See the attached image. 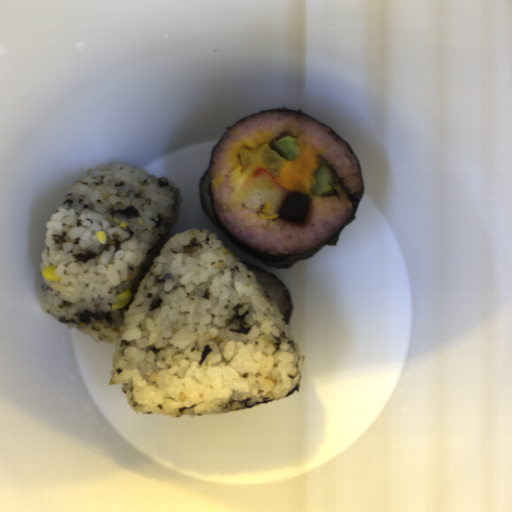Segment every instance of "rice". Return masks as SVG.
<instances>
[{
  "instance_id": "rice-1",
  "label": "rice",
  "mask_w": 512,
  "mask_h": 512,
  "mask_svg": "<svg viewBox=\"0 0 512 512\" xmlns=\"http://www.w3.org/2000/svg\"><path fill=\"white\" fill-rule=\"evenodd\" d=\"M181 208L166 177L117 161L90 169L46 220L44 314L115 343L108 385L137 414L234 413L300 392L304 350L278 302L219 234L170 236ZM51 265L60 282L42 277Z\"/></svg>"
},
{
  "instance_id": "rice-2",
  "label": "rice",
  "mask_w": 512,
  "mask_h": 512,
  "mask_svg": "<svg viewBox=\"0 0 512 512\" xmlns=\"http://www.w3.org/2000/svg\"><path fill=\"white\" fill-rule=\"evenodd\" d=\"M286 135L313 147L327 160L351 196L359 198L362 192L357 162L348 145L315 120L295 112H260L227 130L215 148L211 174L218 214L242 242L277 256L317 247L337 233L354 210L339 186L330 194H309L303 223L286 221L278 213L260 215L244 205L239 192L249 176L240 173V148L255 151Z\"/></svg>"
},
{
  "instance_id": "rice-4",
  "label": "rice",
  "mask_w": 512,
  "mask_h": 512,
  "mask_svg": "<svg viewBox=\"0 0 512 512\" xmlns=\"http://www.w3.org/2000/svg\"><path fill=\"white\" fill-rule=\"evenodd\" d=\"M201 194H202V199H203V202H204L207 210L214 217L213 210H212V204H211V198H210V190H209V174L205 175V177H204V180L202 183V188H201Z\"/></svg>"
},
{
  "instance_id": "rice-3",
  "label": "rice",
  "mask_w": 512,
  "mask_h": 512,
  "mask_svg": "<svg viewBox=\"0 0 512 512\" xmlns=\"http://www.w3.org/2000/svg\"><path fill=\"white\" fill-rule=\"evenodd\" d=\"M253 271V270H251ZM257 276V281L265 287V291L268 292L273 299L278 303L281 313H283V320L285 321L290 307V301L287 296L285 289L282 284L262 273L253 271Z\"/></svg>"
}]
</instances>
